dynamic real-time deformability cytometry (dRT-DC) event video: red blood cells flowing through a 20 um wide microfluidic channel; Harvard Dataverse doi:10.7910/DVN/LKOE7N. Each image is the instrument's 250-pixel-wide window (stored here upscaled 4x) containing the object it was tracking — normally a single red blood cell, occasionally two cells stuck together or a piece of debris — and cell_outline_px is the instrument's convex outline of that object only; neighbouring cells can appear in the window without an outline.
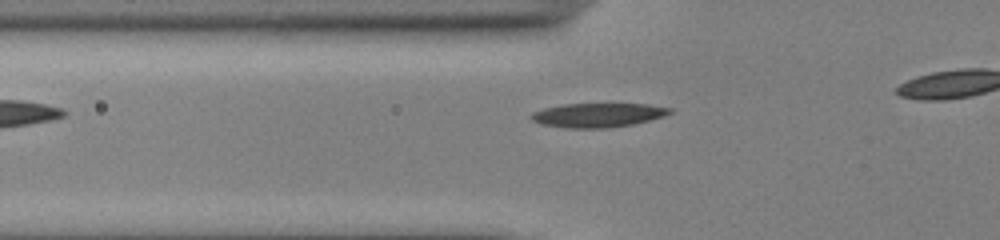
{"species": "common noctule bat (a hibernating species)", "species_latin": "Nyctalus noctula", "temperature_condition": "cold", "stored_images_in_passage": 31, "camera_frame_rate_fps": 3000, "um_per_image_px": 0.085, "animal": {"sex": "male", "body_mass_g": 13.0, "forearm_length_mm": 53.1}, "frame": {"image": 1, "passage_image": 3, "time_ms": 0.667, "image_size_px": [1000, 240], "cell_outline_px": [[672, 112], [664, 116], [652, 120], [632, 124], [608, 128], [564, 128], [540, 124], [532, 120], [528, 116], [532, 112], [544, 108], [564, 104], [648, 104], [672, 108]], "centroid_in_image_um": [50.8, 9.79], "position_along_channel_um": 75.0, "area_um2": 19.65}}
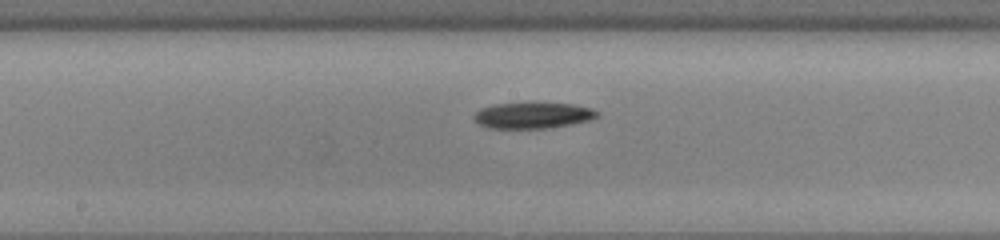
{"frame": {"image": 2, "passage_image": 13, "time_ms": 4.0, "image_size_px": [1000, 240], "cell_outline_px": [[600, 116], [588, 120], [572, 124], [548, 128], [488, 128], [480, 124], [472, 116], [480, 108], [496, 104], [572, 104], [592, 108], [600, 112]], "centroid_in_image_um": [45.32, 9.82], "position_along_channel_um": 202.9, "area_um2": 18.38}}
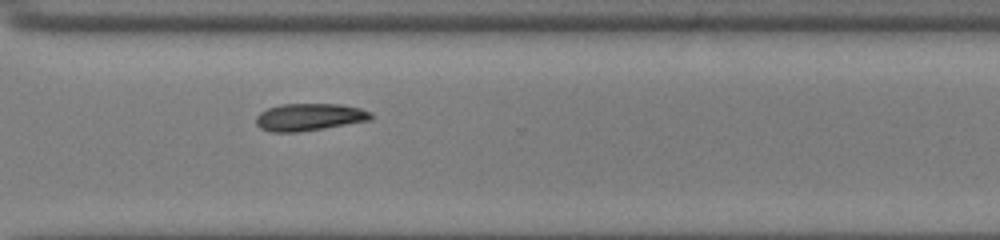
{"frame": {"image": 3, "passage_image": 24, "time_ms": 7.667, "image_size_px": [1000, 240], "cell_outline_px": [[372, 120], [324, 128], [296, 132], [268, 132], [260, 128], [256, 124], [256, 116], [260, 112], [268, 108], [280, 104], [340, 104], [360, 108], [372, 112]], "centroid_in_image_um": [26.28, 9.95], "position_along_channel_um": 344.3, "area_um2": 18.38}}